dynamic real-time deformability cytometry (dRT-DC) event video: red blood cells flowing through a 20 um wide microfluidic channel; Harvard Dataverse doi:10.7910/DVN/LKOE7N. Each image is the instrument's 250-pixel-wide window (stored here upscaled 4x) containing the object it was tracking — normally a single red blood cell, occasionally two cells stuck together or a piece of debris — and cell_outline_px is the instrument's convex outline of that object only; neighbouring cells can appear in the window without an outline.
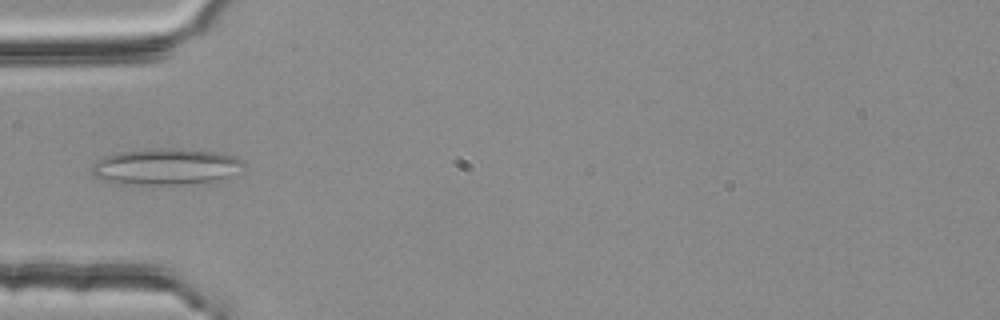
{"species": "common noctule bat (a hibernating species)", "species_latin": "Nyctalus noctula", "temperature_condition": "room temperature", "stored_images_in_passage": 3, "camera_frame_rate_fps": 3000, "um_per_image_px": 0.085, "animal": {"sex": "female", "body_mass_g": 25.1}, "frame": {"image": 1, "passage_image": 3, "time_ms": 0.667, "image_size_px": [1000, 320], "cell_outline_px": [[244, 164], [228, 180], [176, 184], [116, 184], [96, 180], [92, 172], [92, 164], [104, 156], [116, 152], [144, 148], [172, 148], [220, 152], [236, 156]], "centroid_in_image_um": [14.05, 14.16], "position_along_channel_um": 71.0, "area_um2": 32.83}}